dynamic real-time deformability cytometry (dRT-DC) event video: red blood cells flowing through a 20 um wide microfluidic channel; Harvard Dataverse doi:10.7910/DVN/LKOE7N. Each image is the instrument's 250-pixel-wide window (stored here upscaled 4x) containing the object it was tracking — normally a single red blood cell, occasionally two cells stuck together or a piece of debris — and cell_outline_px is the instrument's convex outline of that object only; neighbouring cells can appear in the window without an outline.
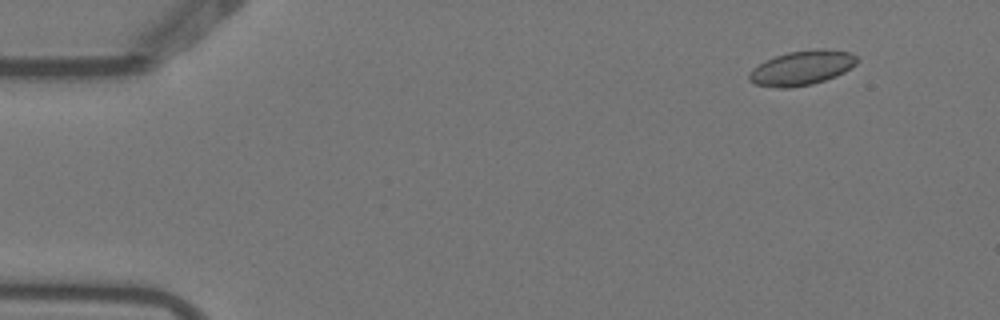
{"species": "Egyptian fruit bat (a non-hibernating species)", "species_latin": "Rousettus aegyptiacus", "temperature_condition": "warm", "stored_images_in_passage": 5, "camera_frame_rate_fps": 3000, "um_per_image_px": 0.085, "animal": {"sex": "female"}, "frame": {"image": 1, "passage_image": 2, "time_ms": 0.333, "image_size_px": [1000, 320], "cell_outline_px": [[860, 60], [856, 64], [844, 72], [836, 76], [812, 84], [792, 88], [780, 88], [756, 84], [748, 80], [748, 72], [752, 68], [776, 56], [788, 52], [816, 48], [824, 48], [852, 52]], "centroid_in_image_um": [68.19, 5.76], "position_along_channel_um": 16.8, "area_um2": 21.85}}
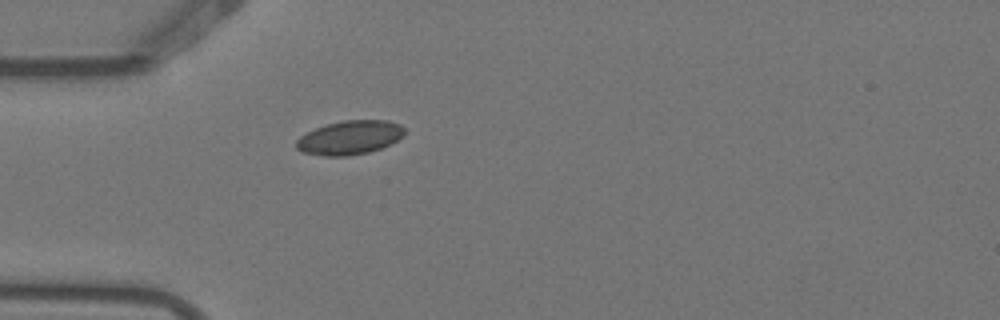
{"frame": {"image": 2, "passage_image": 5, "time_ms": 1.333, "image_size_px": [1000, 320], "cell_outline_px": [[404, 136], [380, 148], [368, 152], [348, 156], [324, 156], [300, 152], [296, 148], [296, 140], [300, 136], [316, 128], [328, 124], [344, 120], [388, 120], [400, 124], [404, 128]], "centroid_in_image_um": [29.71, 11.7], "position_along_channel_um": 55.3, "area_um2": 21.33}}